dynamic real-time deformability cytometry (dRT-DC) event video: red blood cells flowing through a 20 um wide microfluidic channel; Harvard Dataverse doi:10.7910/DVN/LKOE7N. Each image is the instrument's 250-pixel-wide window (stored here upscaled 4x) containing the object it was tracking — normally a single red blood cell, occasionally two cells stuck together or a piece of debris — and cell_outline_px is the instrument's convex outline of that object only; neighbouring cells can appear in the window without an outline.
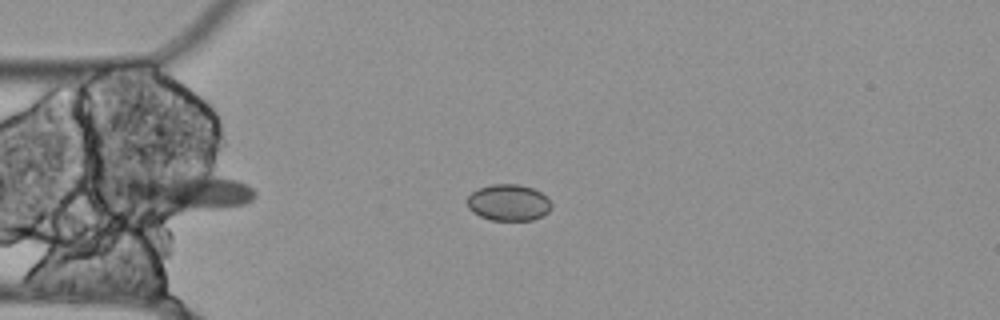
{"species": "Egyptian fruit bat (a non-hibernating species)", "species_latin": "Rousettus aegyptiacus", "temperature_condition": "cold", "stored_images_in_passage": 48, "segment_of_instrument_passage": [1, 3], "camera_frame_rate_fps": 3000, "um_per_image_px": 0.085, "animal": {"sex": "female"}, "frame": {"image": 1, "passage_image": 6, "time_ms": 1.667, "image_size_px": [1000, 320], "cell_outline_px": [[552, 208], [548, 212], [532, 220], [492, 220], [480, 216], [472, 212], [468, 208], [468, 196], [476, 188], [492, 184], [520, 184], [532, 188], [540, 192], [552, 204]], "centroid_in_image_um": [43.2, 17.21], "position_along_channel_um": 41.8, "area_um2": 17.86}}